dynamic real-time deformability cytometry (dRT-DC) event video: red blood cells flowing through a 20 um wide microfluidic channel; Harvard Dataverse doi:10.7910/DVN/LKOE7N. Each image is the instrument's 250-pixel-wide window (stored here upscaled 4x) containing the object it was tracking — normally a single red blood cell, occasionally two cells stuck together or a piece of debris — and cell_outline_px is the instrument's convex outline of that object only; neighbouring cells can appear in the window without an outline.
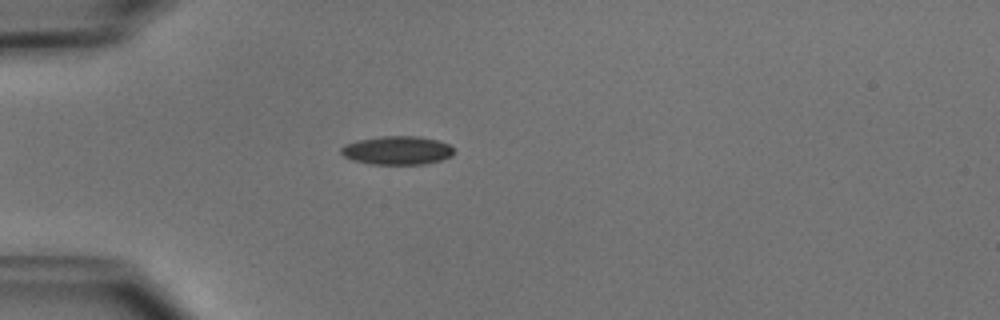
{"species": "common noctule bat (a hibernating species)", "species_latin": "Nyctalus noctula", "temperature_condition": "cold", "stored_images_in_passage": 52, "camera_frame_rate_fps": 3000, "um_per_image_px": 0.085, "animal": {"sex": "male", "body_mass_g": 15.6}, "frame": {"image": 1, "passage_image": 15, "time_ms": 4.667, "image_size_px": [1000, 320], "cell_outline_px": [[452, 156], [440, 160], [424, 164], [372, 164], [352, 160], [344, 156], [340, 152], [340, 148], [344, 144], [356, 140], [380, 136], [420, 136], [436, 140], [448, 144], [452, 148]], "centroid_in_image_um": [33.71, 12.77], "position_along_channel_um": 51.3, "area_um2": 18.79}}
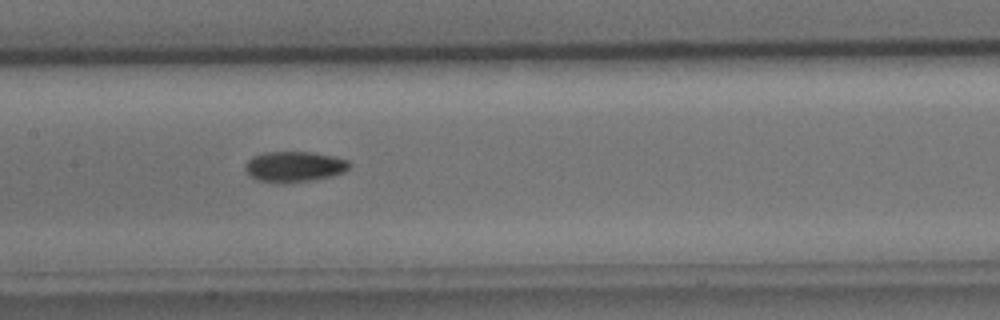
{"frame": {"image": 2, "passage_image": 26, "time_ms": 8.333, "image_size_px": [1000, 320], "cell_outline_px": [[352, 164], [344, 172], [332, 176], [284, 184], [280, 184], [256, 180], [244, 168], [244, 164], [252, 156], [264, 152], [312, 152], [332, 156], [348, 160]], "centroid_in_image_um": [24.99, 14.17], "position_along_channel_um": 182.4, "area_um2": 18.67}}
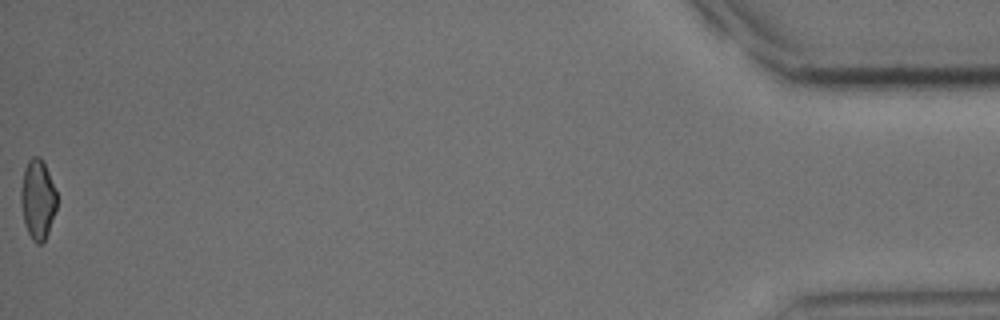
{"frame": {"image": 3, "passage_image": 52, "time_ms": 17.0, "image_size_px": [1000, 320], "cell_outline_px": [[56, 208], [48, 232], [44, 240], [40, 244], [36, 244], [32, 240], [24, 224], [20, 204], [20, 192], [24, 168], [28, 160], [32, 156], [40, 156], [44, 160], [56, 192]], "centroid_in_image_um": [3.18, 16.92], "position_along_channel_um": 432.0, "area_um2": 16.82}, "authors_computed_cell_mechanics": {"area_um2": 17.629, "velocity_mm_per_s": 3.9273, "shape_relaxation_time_tau1_ms": 2.9119, "shape_relaxation_time_tau2_ms": null, "deformation_change_tau1": 0.1231, "deformation_change_tau2": null}}